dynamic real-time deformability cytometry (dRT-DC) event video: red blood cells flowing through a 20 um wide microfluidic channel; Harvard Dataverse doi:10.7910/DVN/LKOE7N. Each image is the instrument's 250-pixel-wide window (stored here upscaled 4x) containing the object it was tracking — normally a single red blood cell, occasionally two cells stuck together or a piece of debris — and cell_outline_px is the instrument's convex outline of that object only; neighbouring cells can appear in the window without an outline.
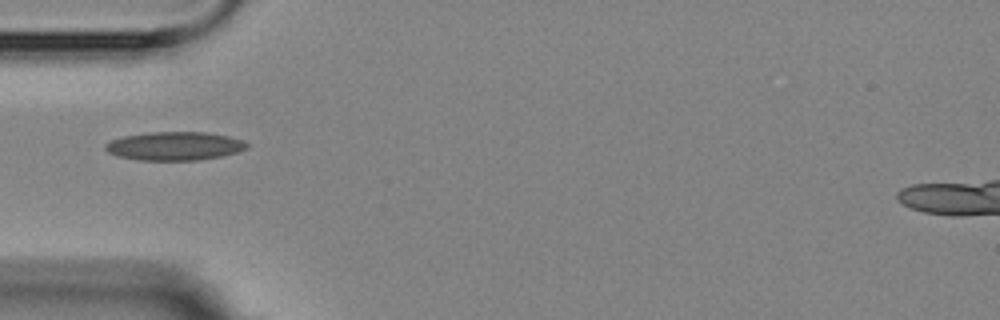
{"species": "Egyptian fruit bat (a non-hibernating species)", "species_latin": "Rousettus aegyptiacus", "temperature_condition": "room temperature", "stored_images_in_passage": 11, "camera_frame_rate_fps": 3000, "um_per_image_px": 0.085, "animal": {"sex": "female"}, "frame": {"image": 1, "passage_image": 1, "time_ms": 0.0, "image_size_px": [1000, 320], "cell_outline_px": [[248, 148], [224, 156], [196, 160], [136, 160], [116, 156], [108, 152], [104, 148], [104, 144], [112, 140], [124, 136], [148, 132], [204, 132], [228, 136], [244, 140], [248, 144]], "centroid_in_image_um": [14.83, 12.41], "position_along_channel_um": 70.2, "area_um2": 23.64}}
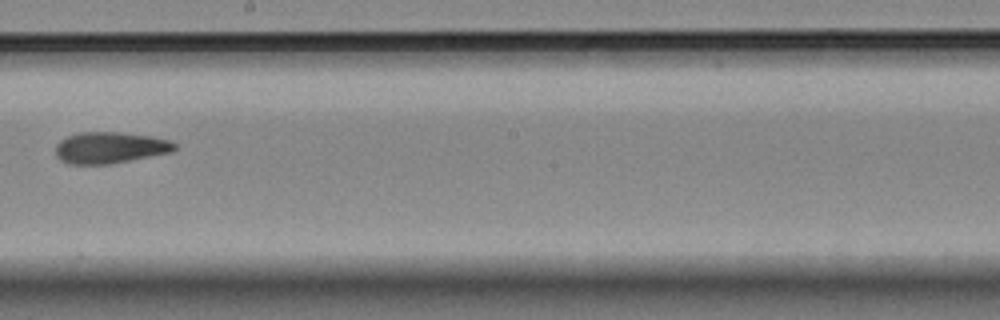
{"frame": {"image": 2, "passage_image": 5, "time_ms": 4.667, "image_size_px": [1000, 320], "cell_outline_px": [[176, 148], [172, 152], [108, 164], [68, 164], [60, 160], [56, 156], [56, 144], [60, 140], [68, 136], [80, 132], [116, 132], [152, 136], [168, 140], [176, 144]], "centroid_in_image_um": [9.32, 12.55], "position_along_channel_um": 238.9, "area_um2": 21.68}}
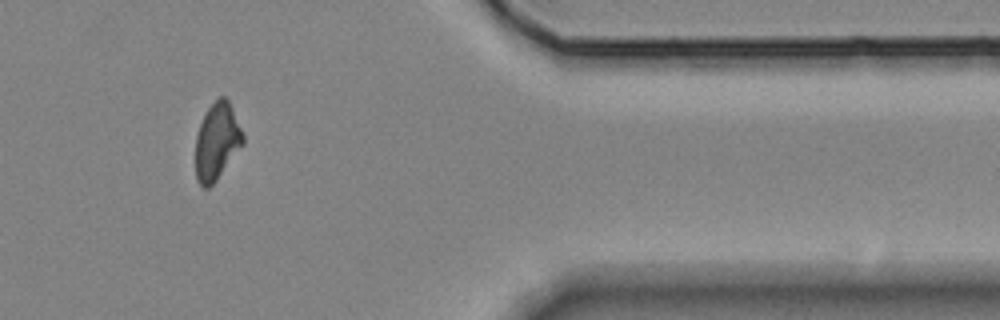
{"frame": {"image": 3, "passage_image": 9, "time_ms": 9.667, "image_size_px": [1000, 320], "cell_outline_px": [[244, 144], [216, 180], [208, 188], [204, 188], [196, 180], [196, 136], [200, 124], [208, 108], [220, 96], [224, 96], [228, 100], [244, 136]], "centroid_in_image_um": [18.44, 12.04], "position_along_channel_um": 393.0, "area_um2": 20.92}}